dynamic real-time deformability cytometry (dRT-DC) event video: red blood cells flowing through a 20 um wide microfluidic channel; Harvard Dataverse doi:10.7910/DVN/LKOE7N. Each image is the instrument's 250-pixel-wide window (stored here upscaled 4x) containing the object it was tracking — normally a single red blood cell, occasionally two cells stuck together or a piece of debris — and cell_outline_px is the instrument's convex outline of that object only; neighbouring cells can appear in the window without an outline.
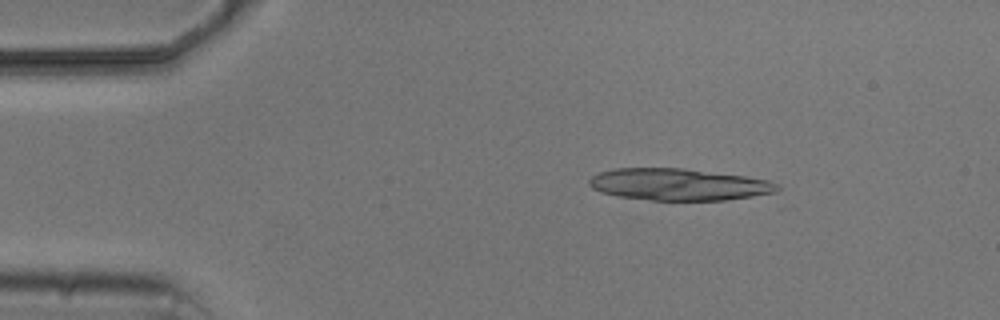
{"species": "common noctule bat (a hibernating species)", "species_latin": "Nyctalus noctula", "temperature_condition": "cold", "stored_images_in_passage": 4, "camera_frame_rate_fps": 3000, "um_per_image_px": 0.085, "animal": {"sex": "male", "body_mass_g": 20.5, "forearm_length_mm": 52.5}, "frame": {"image": 1, "passage_image": 1, "time_ms": 0.0, "image_size_px": [1000, 320], "cell_outline_px": [[780, 188], [776, 192], [752, 196], [724, 200], [652, 200], [620, 196], [600, 192], [592, 188], [588, 184], [588, 180], [592, 176], [600, 172], [616, 168], [684, 168], [744, 176], [768, 180], [780, 184]], "centroid_in_image_um": [57.69, 15.67], "position_along_channel_um": 27.3, "area_um2": 34.8}}